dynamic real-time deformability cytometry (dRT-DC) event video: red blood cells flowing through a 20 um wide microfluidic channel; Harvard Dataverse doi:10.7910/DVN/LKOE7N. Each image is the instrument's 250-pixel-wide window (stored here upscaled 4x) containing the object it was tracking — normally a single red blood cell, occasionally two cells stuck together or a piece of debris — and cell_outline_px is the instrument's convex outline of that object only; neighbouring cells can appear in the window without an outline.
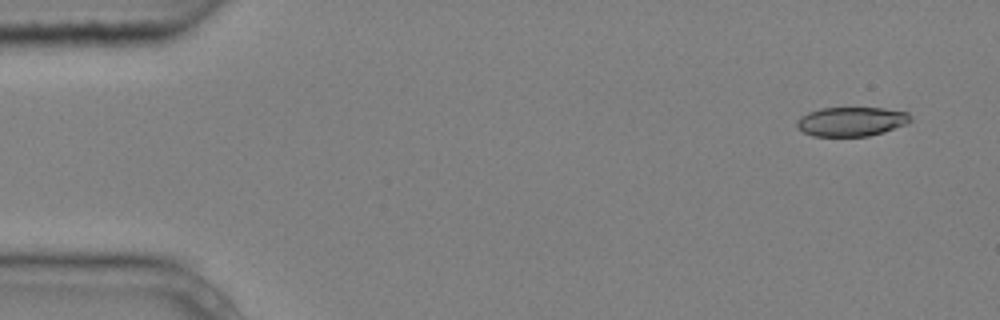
{"species": "common noctule bat (a hibernating species)", "species_latin": "Nyctalus noctula", "temperature_condition": "cold", "stored_images_in_passage": 7, "camera_frame_rate_fps": 3000, "um_per_image_px": 0.085, "animal": {"sex": "male", "body_mass_g": 20.4}, "frame": {"image": 1, "passage_image": 1, "time_ms": 0.0, "image_size_px": [1000, 320], "cell_outline_px": [[912, 120], [908, 124], [884, 132], [868, 136], [812, 136], [796, 128], [796, 120], [800, 116], [808, 112], [820, 108], [884, 108], [908, 112], [912, 116]], "centroid_in_image_um": [72.37, 10.33], "position_along_channel_um": 12.6, "area_um2": 19.65}}
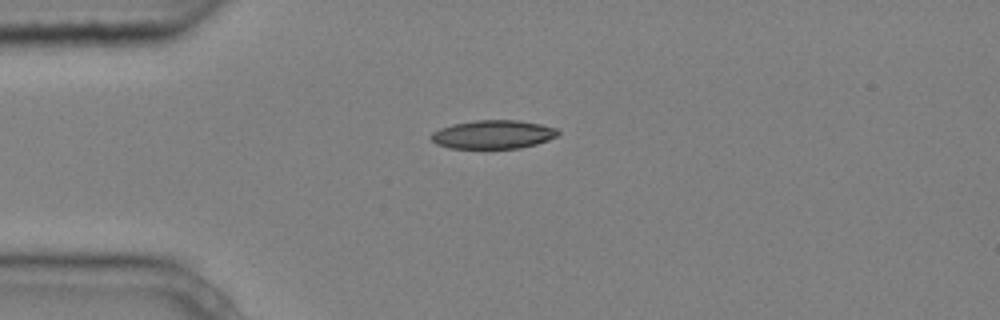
{"frame": {"image": 2, "passage_image": 3, "time_ms": 0.667, "image_size_px": [1000, 320], "cell_outline_px": [[560, 132], [556, 136], [548, 140], [536, 144], [520, 148], [448, 148], [436, 144], [428, 136], [432, 132], [440, 128], [452, 124], [476, 120], [520, 120], [540, 124], [556, 128]], "centroid_in_image_um": [41.88, 11.42], "position_along_channel_um": 43.1, "area_um2": 21.21}}
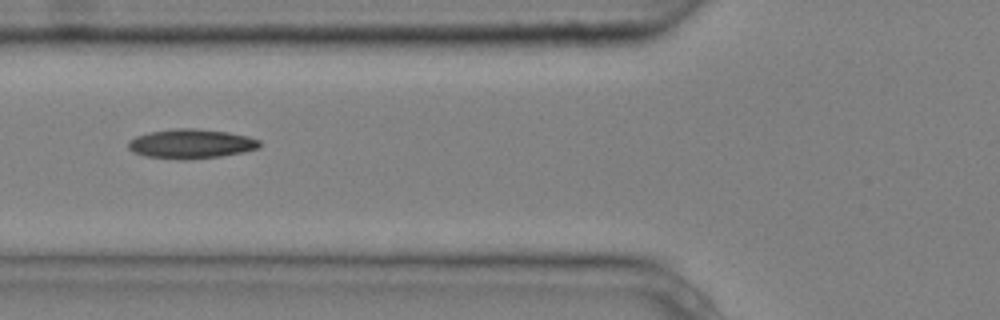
{"frame": {"image": 3, "passage_image": 5, "time_ms": 1.333, "image_size_px": [1000, 320], "cell_outline_px": [[260, 148], [244, 152], [220, 156], [188, 160], [180, 160], [144, 156], [132, 152], [128, 148], [128, 140], [136, 136], [148, 132], [176, 128], [192, 128], [228, 132], [248, 136], [260, 140]], "centroid_in_image_um": [16.22, 12.23], "position_along_channel_um": 109.6, "area_um2": 22.77}}